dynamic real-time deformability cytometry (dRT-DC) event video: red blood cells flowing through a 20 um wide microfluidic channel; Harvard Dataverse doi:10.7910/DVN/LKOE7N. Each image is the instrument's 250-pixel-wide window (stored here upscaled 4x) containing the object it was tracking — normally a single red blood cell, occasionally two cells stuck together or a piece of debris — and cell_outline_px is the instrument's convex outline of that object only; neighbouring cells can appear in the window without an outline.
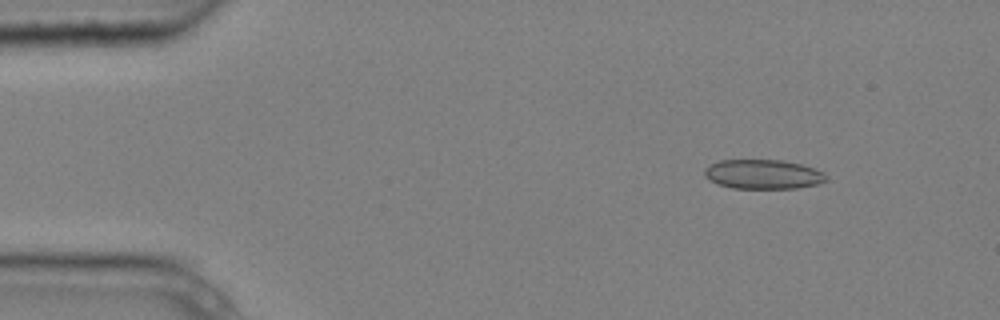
{"species": "common noctule bat (a hibernating species)", "species_latin": "Nyctalus noctula", "temperature_condition": "cold", "stored_images_in_passage": 5, "camera_frame_rate_fps": 3000, "um_per_image_px": 0.085, "animal": {"sex": "male", "body_mass_g": 20.4}, "frame": {"image": 1, "passage_image": 2, "time_ms": 0.333, "image_size_px": [1000, 320], "cell_outline_px": [[828, 180], [816, 184], [796, 188], [732, 188], [716, 184], [708, 180], [704, 176], [704, 168], [708, 164], [720, 160], [784, 160], [800, 164], [824, 172], [828, 176]], "centroid_in_image_um": [64.81, 14.81], "position_along_channel_um": 20.2, "area_um2": 21.04}}
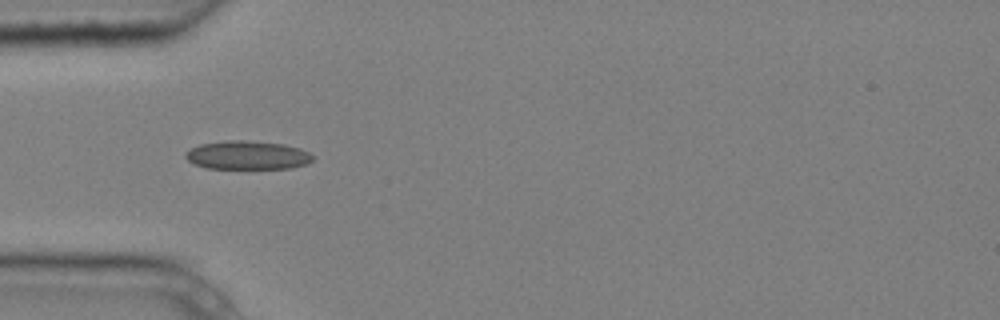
{"frame": {"image": 2, "passage_image": 4, "time_ms": 1.0, "image_size_px": [1000, 320], "cell_outline_px": [[312, 160], [308, 164], [292, 168], [208, 168], [196, 164], [188, 160], [184, 156], [184, 152], [200, 144], [228, 140], [240, 140], [284, 144], [300, 148], [308, 152], [312, 156]], "centroid_in_image_um": [21.03, 13.19], "position_along_channel_um": 64.0, "area_um2": 21.04}}
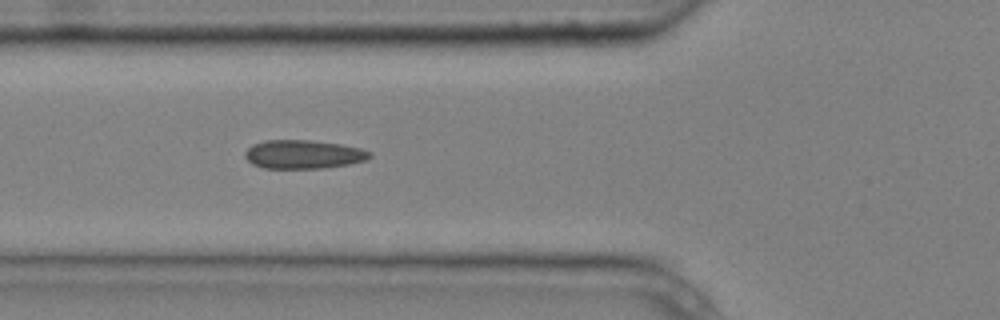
{"frame": {"image": 3, "passage_image": 5, "time_ms": 1.333, "image_size_px": [1000, 320], "cell_outline_px": [[372, 156], [368, 160], [348, 164], [324, 168], [264, 168], [252, 164], [244, 156], [244, 152], [252, 144], [264, 140], [312, 140], [340, 144], [360, 148], [372, 152]], "centroid_in_image_um": [25.79, 13.11], "position_along_channel_um": 100.0, "area_um2": 20.98}}